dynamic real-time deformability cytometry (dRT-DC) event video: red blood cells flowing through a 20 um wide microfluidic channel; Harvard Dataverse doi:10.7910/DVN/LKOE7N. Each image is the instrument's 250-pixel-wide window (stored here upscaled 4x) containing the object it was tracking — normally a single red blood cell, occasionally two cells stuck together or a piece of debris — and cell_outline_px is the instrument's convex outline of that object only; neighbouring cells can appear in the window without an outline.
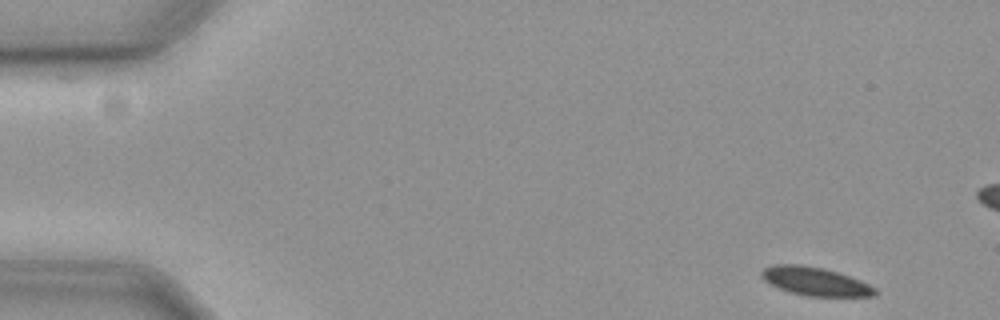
{"species": "common noctule bat (a hibernating species)", "species_latin": "Nyctalus noctula", "temperature_condition": "cold", "stored_images_in_passage": 56, "camera_frame_rate_fps": 3000, "um_per_image_px": 0.085, "animal": {"sex": "female", "body_mass_g": 19.3, "forearm_length_mm": 54.1}, "frame": {"image": 1, "passage_image": 2, "time_ms": 0.333, "image_size_px": [1000, 320], "cell_outline_px": [[880, 292], [876, 296], [808, 296], [788, 292], [764, 280], [760, 276], [760, 272], [764, 268], [772, 264], [800, 264], [824, 268], [840, 272], [860, 280], [876, 288]], "centroid_in_image_um": [69.31, 23.91], "position_along_channel_um": 15.7, "area_um2": 19.02}}
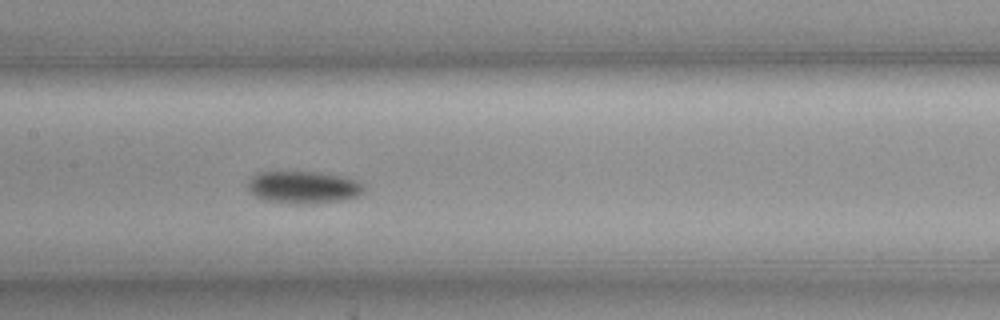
{"frame": {"image": 2, "passage_image": 26, "time_ms": 8.333, "image_size_px": [1000, 320], "cell_outline_px": [[364, 192], [356, 196], [340, 200], [300, 204], [292, 204], [264, 200], [256, 196], [248, 188], [248, 180], [256, 172], [316, 172], [348, 176], [364, 184]], "centroid_in_image_um": [25.8, 15.9], "position_along_channel_um": 181.6, "area_um2": 21.91}}
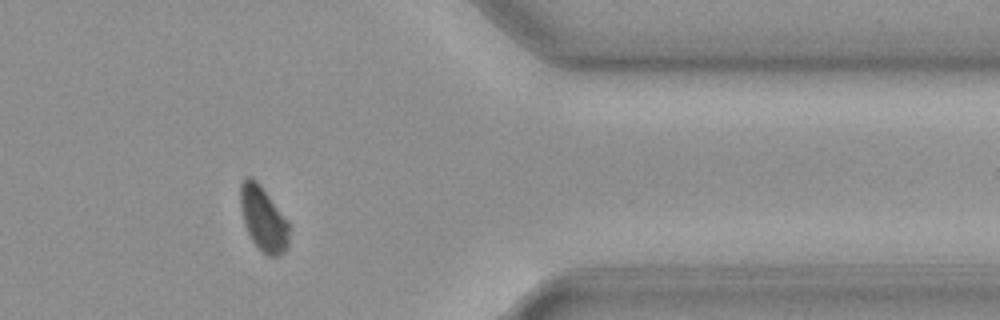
{"frame": {"image": 3, "passage_image": 45, "time_ms": 14.667, "image_size_px": [1000, 320], "cell_outline_px": [[292, 224], [288, 244], [284, 252], [276, 256], [268, 256], [252, 240], [244, 224], [240, 204], [240, 184], [248, 176], [256, 180], [260, 184]], "centroid_in_image_um": [22.43, 18.58], "position_along_channel_um": 389.0, "area_um2": 18.55}}